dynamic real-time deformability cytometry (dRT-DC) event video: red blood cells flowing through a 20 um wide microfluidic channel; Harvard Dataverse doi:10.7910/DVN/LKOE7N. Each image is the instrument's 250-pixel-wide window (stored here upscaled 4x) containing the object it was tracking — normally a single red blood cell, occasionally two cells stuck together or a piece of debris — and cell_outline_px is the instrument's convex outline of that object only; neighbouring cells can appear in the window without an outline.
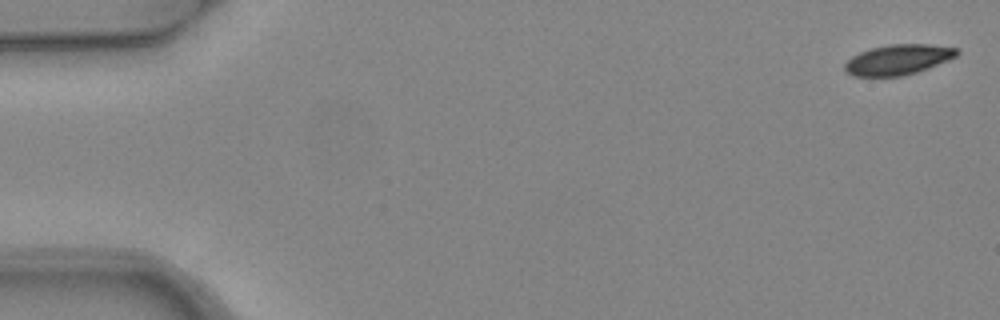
{"species": "common noctule bat (a hibernating species)", "species_latin": "Nyctalus noctula", "temperature_condition": "warm", "stored_images_in_passage": 5, "camera_frame_rate_fps": 3000, "um_per_image_px": 0.085, "animal": {"sex": "female", "body_mass_g": 24.6, "forearm_length_mm": 56.2}, "frame": {"image": 1, "passage_image": 1, "time_ms": 0.0, "image_size_px": [1000, 320], "cell_outline_px": [[960, 52], [956, 56], [948, 60], [928, 68], [904, 76], [856, 76], [848, 72], [844, 68], [844, 64], [852, 56], [860, 52], [872, 48], [888, 44], [928, 44], [956, 48]], "centroid_in_image_um": [76.34, 5.06], "position_along_channel_um": 8.7, "area_um2": 19.59}}
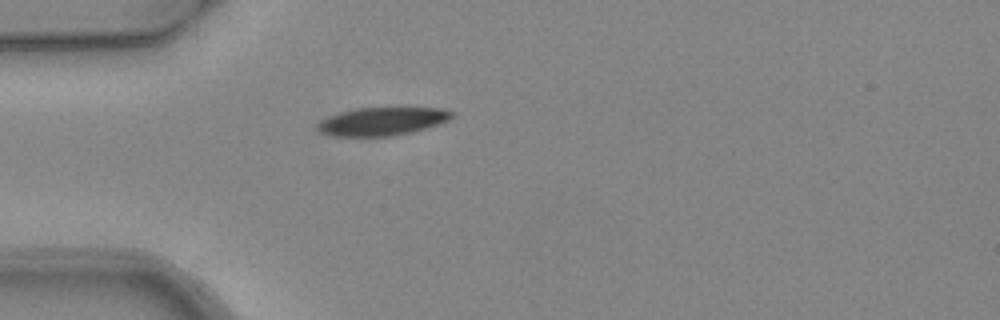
{"frame": {"image": 2, "passage_image": 5, "time_ms": 1.333, "image_size_px": [1000, 320], "cell_outline_px": [[456, 112], [448, 120], [412, 132], [392, 136], [332, 136], [320, 132], [316, 128], [316, 124], [328, 116], [340, 112], [356, 108], [444, 108]], "centroid_in_image_um": [32.46, 10.31], "position_along_channel_um": 52.5, "area_um2": 21.96}}